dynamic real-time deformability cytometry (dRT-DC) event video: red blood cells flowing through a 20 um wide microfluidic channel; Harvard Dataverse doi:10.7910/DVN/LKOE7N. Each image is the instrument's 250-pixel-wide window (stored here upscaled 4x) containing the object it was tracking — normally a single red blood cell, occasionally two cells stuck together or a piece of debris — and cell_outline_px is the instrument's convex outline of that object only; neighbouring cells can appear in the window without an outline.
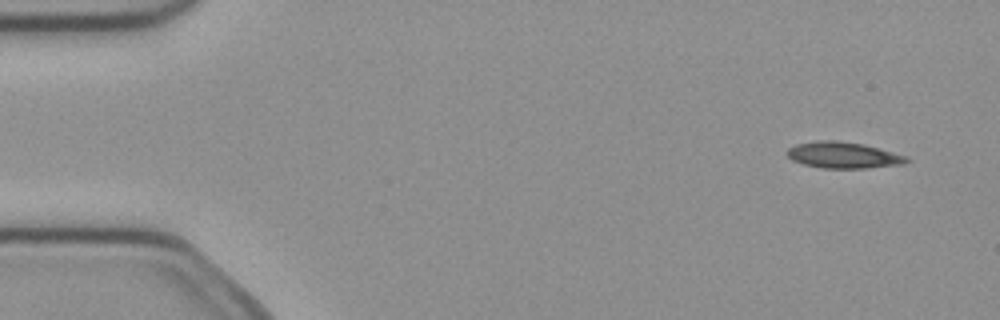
{"species": "common noctule bat (a hibernating species)", "species_latin": "Nyctalus noctula", "temperature_condition": "cold", "stored_images_in_passage": 4, "camera_frame_rate_fps": 3000, "um_per_image_px": 0.085, "animal": {"sex": "female", "body_mass_g": 21.9}, "frame": {"image": 1, "passage_image": 1, "time_ms": 0.0, "image_size_px": [1000, 320], "cell_outline_px": [[912, 160], [904, 164], [868, 168], [820, 168], [804, 164], [792, 160], [784, 152], [788, 148], [796, 144], [816, 140], [836, 140], [864, 144], [880, 148], [908, 156]], "centroid_in_image_um": [71.7, 13.18], "position_along_channel_um": 13.3, "area_um2": 18.61}}